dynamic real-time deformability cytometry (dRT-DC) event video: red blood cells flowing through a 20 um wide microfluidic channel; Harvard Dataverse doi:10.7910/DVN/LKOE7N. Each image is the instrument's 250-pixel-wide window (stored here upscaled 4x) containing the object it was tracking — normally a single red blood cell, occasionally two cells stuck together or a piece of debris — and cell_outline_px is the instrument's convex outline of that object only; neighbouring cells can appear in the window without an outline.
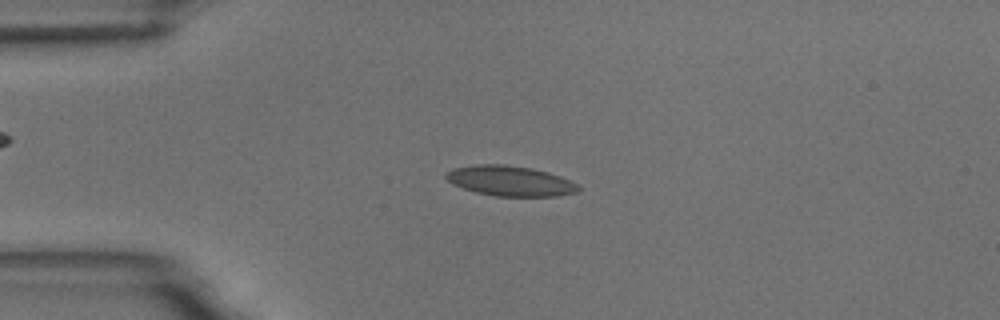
{"species": "common noctule bat (a hibernating species)", "species_latin": "Nyctalus noctula", "temperature_condition": "room temperature", "stored_images_in_passage": 48, "camera_frame_rate_fps": 3000, "um_per_image_px": 0.085, "animal": {"sex": "male", "body_mass_g": 18.8}, "frame": {"image": 1, "passage_image": 6, "time_ms": 1.667, "image_size_px": [1000, 320], "cell_outline_px": [[580, 188], [576, 192], [556, 196], [496, 196], [476, 192], [452, 184], [444, 176], [444, 172], [452, 168], [476, 164], [504, 164], [532, 168], [548, 172], [560, 176], [580, 184]], "centroid_in_image_um": [43.35, 15.36], "position_along_channel_um": 41.7, "area_um2": 23.41}}
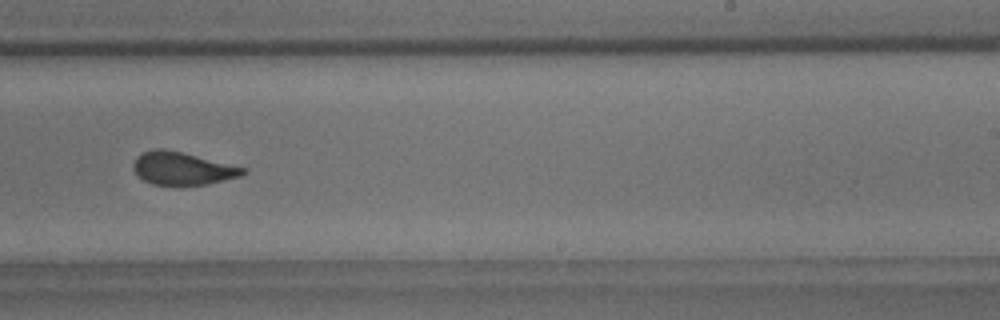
{"frame": {"image": 2, "passage_image": 27, "time_ms": 8.667, "image_size_px": [1000, 320], "cell_outline_px": [[248, 172], [240, 176], [208, 184], [152, 184], [136, 176], [132, 168], [132, 164], [136, 156], [140, 152], [156, 148], [160, 148], [180, 152], [248, 168]], "centroid_in_image_um": [15.47, 14.31], "position_along_channel_um": 273.5, "area_um2": 20.92}}
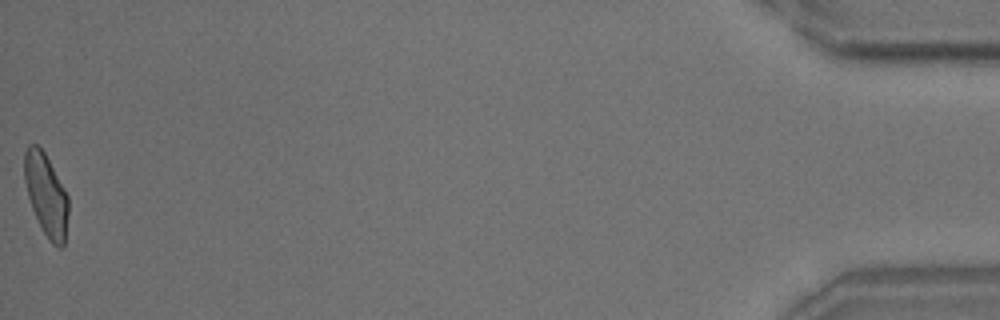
{"frame": {"image": 3, "passage_image": 48, "time_ms": 15.667, "image_size_px": [1000, 320], "cell_outline_px": [[68, 212], [64, 244], [60, 248], [56, 248], [52, 244], [44, 232], [32, 208], [28, 196], [24, 180], [24, 152], [28, 144], [36, 144], [44, 152], [64, 188], [68, 196]], "centroid_in_image_um": [3.91, 16.55], "position_along_channel_um": 431.3, "area_um2": 20.81}, "authors_computed_cell_mechanics": {"area_um2": 22.0218, "velocity_mm_per_s": 3.6474, "shape_relaxation_time_tau1_ms": 8.3247, "shape_relaxation_time_tau2_ms": 1.1734, "deformation_change_tau1": 0.1854, "deformation_change_tau2": 0.0635}}